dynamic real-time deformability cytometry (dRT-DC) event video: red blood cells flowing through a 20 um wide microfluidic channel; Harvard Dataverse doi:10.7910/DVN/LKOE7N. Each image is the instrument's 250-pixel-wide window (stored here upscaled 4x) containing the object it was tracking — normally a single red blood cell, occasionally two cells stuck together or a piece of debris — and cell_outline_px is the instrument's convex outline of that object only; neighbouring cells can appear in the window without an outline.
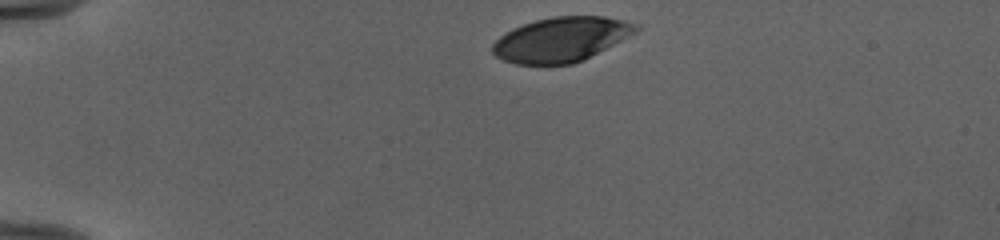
{"species": "human", "species_latin": "Homo sapiens", "temperature_condition": "cold", "stored_images_in_passage": 36, "camera_frame_rate_fps": 3000, "um_per_image_px": 0.085, "donor": {"sex": "female"}, "frame": {"image": 1, "passage_image": 1, "time_ms": 0.0, "image_size_px": [1000, 240], "cell_outline_px": [[640, 28], [636, 32], [584, 60], [572, 64], [516, 64], [504, 60], [496, 56], [492, 52], [492, 44], [504, 32], [512, 28], [536, 20], [552, 16], [604, 16], [636, 24]], "centroid_in_image_um": [47.67, 3.35], "position_along_channel_um": 37.3, "area_um2": 37.05}}
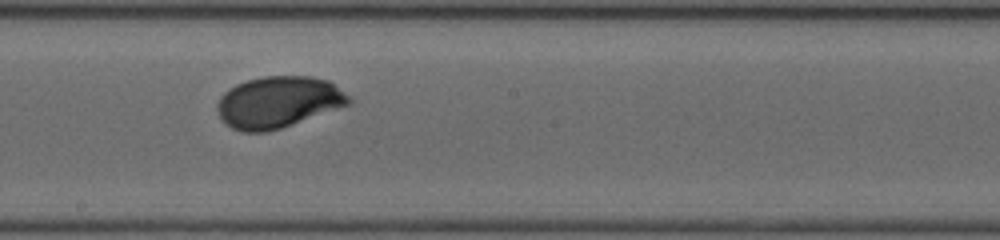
{"frame": {"image": 2, "passage_image": 20, "time_ms": 6.333, "image_size_px": [1000, 240], "cell_outline_px": [[352, 104], [268, 132], [240, 132], [224, 124], [220, 120], [216, 108], [216, 104], [220, 96], [224, 92], [236, 84], [248, 80], [264, 76], [312, 76], [328, 80], [348, 96], [352, 100]], "centroid_in_image_um": [23.61, 8.69], "position_along_channel_um": 224.6, "area_um2": 39.65}}
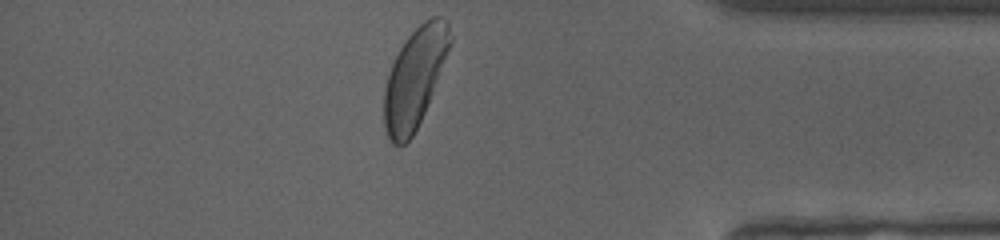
{"frame": {"image": 3, "passage_image": 35, "time_ms": 11.333, "image_size_px": [1000, 240], "cell_outline_px": [[452, 40], [428, 104], [412, 136], [400, 148], [392, 144], [384, 128], [384, 88], [392, 64], [400, 48], [408, 36], [424, 20], [432, 16], [440, 16], [448, 24], [452, 36]], "centroid_in_image_um": [35.23, 6.64], "position_along_channel_um": 400.0, "area_um2": 37.69}, "authors_computed_cell_mechanics": {"area_um2": 38.8416, "velocity_mm_per_s": 3.9448, "shape_relaxation_time_tau1_ms": 2.0777, "shape_relaxation_time_tau2_ms": null, "deformation_change_tau1": 0.1448, "deformation_change_tau2": null}}